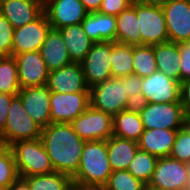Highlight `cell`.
<instances>
[{
    "mask_svg": "<svg viewBox=\"0 0 190 190\" xmlns=\"http://www.w3.org/2000/svg\"><path fill=\"white\" fill-rule=\"evenodd\" d=\"M44 12V0H0V13L14 28L24 26Z\"/></svg>",
    "mask_w": 190,
    "mask_h": 190,
    "instance_id": "d6986e66",
    "label": "cell"
},
{
    "mask_svg": "<svg viewBox=\"0 0 190 190\" xmlns=\"http://www.w3.org/2000/svg\"><path fill=\"white\" fill-rule=\"evenodd\" d=\"M46 86L58 93L90 91L86 85L81 63L72 62L49 72Z\"/></svg>",
    "mask_w": 190,
    "mask_h": 190,
    "instance_id": "ac0fdd59",
    "label": "cell"
},
{
    "mask_svg": "<svg viewBox=\"0 0 190 190\" xmlns=\"http://www.w3.org/2000/svg\"><path fill=\"white\" fill-rule=\"evenodd\" d=\"M6 190H30V187L23 178L19 177Z\"/></svg>",
    "mask_w": 190,
    "mask_h": 190,
    "instance_id": "7bdbcfd3",
    "label": "cell"
},
{
    "mask_svg": "<svg viewBox=\"0 0 190 190\" xmlns=\"http://www.w3.org/2000/svg\"><path fill=\"white\" fill-rule=\"evenodd\" d=\"M132 2L133 0H102L98 12L117 17Z\"/></svg>",
    "mask_w": 190,
    "mask_h": 190,
    "instance_id": "f35d334b",
    "label": "cell"
},
{
    "mask_svg": "<svg viewBox=\"0 0 190 190\" xmlns=\"http://www.w3.org/2000/svg\"><path fill=\"white\" fill-rule=\"evenodd\" d=\"M14 97L13 95L0 92V133L4 130L8 116V108Z\"/></svg>",
    "mask_w": 190,
    "mask_h": 190,
    "instance_id": "60d3db41",
    "label": "cell"
},
{
    "mask_svg": "<svg viewBox=\"0 0 190 190\" xmlns=\"http://www.w3.org/2000/svg\"><path fill=\"white\" fill-rule=\"evenodd\" d=\"M16 59L20 88L47 84L49 70L40 51L26 52L14 56Z\"/></svg>",
    "mask_w": 190,
    "mask_h": 190,
    "instance_id": "2e32d148",
    "label": "cell"
},
{
    "mask_svg": "<svg viewBox=\"0 0 190 190\" xmlns=\"http://www.w3.org/2000/svg\"><path fill=\"white\" fill-rule=\"evenodd\" d=\"M143 183L135 178L128 170L112 171L102 190H142Z\"/></svg>",
    "mask_w": 190,
    "mask_h": 190,
    "instance_id": "836d02e7",
    "label": "cell"
},
{
    "mask_svg": "<svg viewBox=\"0 0 190 190\" xmlns=\"http://www.w3.org/2000/svg\"><path fill=\"white\" fill-rule=\"evenodd\" d=\"M111 174L107 140L87 141L81 155L79 170L72 177L73 184L102 188Z\"/></svg>",
    "mask_w": 190,
    "mask_h": 190,
    "instance_id": "7a4b0ae2",
    "label": "cell"
},
{
    "mask_svg": "<svg viewBox=\"0 0 190 190\" xmlns=\"http://www.w3.org/2000/svg\"><path fill=\"white\" fill-rule=\"evenodd\" d=\"M51 25L45 12L34 21L14 29L12 56L40 51Z\"/></svg>",
    "mask_w": 190,
    "mask_h": 190,
    "instance_id": "4fadbf2b",
    "label": "cell"
},
{
    "mask_svg": "<svg viewBox=\"0 0 190 190\" xmlns=\"http://www.w3.org/2000/svg\"><path fill=\"white\" fill-rule=\"evenodd\" d=\"M116 42L141 45V34L134 0L116 17Z\"/></svg>",
    "mask_w": 190,
    "mask_h": 190,
    "instance_id": "4316f807",
    "label": "cell"
},
{
    "mask_svg": "<svg viewBox=\"0 0 190 190\" xmlns=\"http://www.w3.org/2000/svg\"><path fill=\"white\" fill-rule=\"evenodd\" d=\"M146 4L154 5V6H163L168 4L172 0H138Z\"/></svg>",
    "mask_w": 190,
    "mask_h": 190,
    "instance_id": "ee69618b",
    "label": "cell"
},
{
    "mask_svg": "<svg viewBox=\"0 0 190 190\" xmlns=\"http://www.w3.org/2000/svg\"><path fill=\"white\" fill-rule=\"evenodd\" d=\"M113 135L138 142L144 132L140 113L136 106L113 115Z\"/></svg>",
    "mask_w": 190,
    "mask_h": 190,
    "instance_id": "cb8c5ba5",
    "label": "cell"
},
{
    "mask_svg": "<svg viewBox=\"0 0 190 190\" xmlns=\"http://www.w3.org/2000/svg\"><path fill=\"white\" fill-rule=\"evenodd\" d=\"M14 27L0 13V53L7 57L12 56Z\"/></svg>",
    "mask_w": 190,
    "mask_h": 190,
    "instance_id": "d590c367",
    "label": "cell"
},
{
    "mask_svg": "<svg viewBox=\"0 0 190 190\" xmlns=\"http://www.w3.org/2000/svg\"><path fill=\"white\" fill-rule=\"evenodd\" d=\"M30 117L43 129L51 123L50 96L46 85L21 88L17 95Z\"/></svg>",
    "mask_w": 190,
    "mask_h": 190,
    "instance_id": "e0dca14e",
    "label": "cell"
},
{
    "mask_svg": "<svg viewBox=\"0 0 190 190\" xmlns=\"http://www.w3.org/2000/svg\"><path fill=\"white\" fill-rule=\"evenodd\" d=\"M89 90L90 105L112 116L135 106L126 94L125 83L118 77L108 78Z\"/></svg>",
    "mask_w": 190,
    "mask_h": 190,
    "instance_id": "5b68a950",
    "label": "cell"
},
{
    "mask_svg": "<svg viewBox=\"0 0 190 190\" xmlns=\"http://www.w3.org/2000/svg\"><path fill=\"white\" fill-rule=\"evenodd\" d=\"M21 178L28 183L30 190H70L73 185L72 177L57 171Z\"/></svg>",
    "mask_w": 190,
    "mask_h": 190,
    "instance_id": "f1b7e54d",
    "label": "cell"
},
{
    "mask_svg": "<svg viewBox=\"0 0 190 190\" xmlns=\"http://www.w3.org/2000/svg\"><path fill=\"white\" fill-rule=\"evenodd\" d=\"M20 89L16 59L6 57L0 63V92L17 96Z\"/></svg>",
    "mask_w": 190,
    "mask_h": 190,
    "instance_id": "1f68e13d",
    "label": "cell"
},
{
    "mask_svg": "<svg viewBox=\"0 0 190 190\" xmlns=\"http://www.w3.org/2000/svg\"><path fill=\"white\" fill-rule=\"evenodd\" d=\"M93 42H116V17L100 12L88 13L81 22Z\"/></svg>",
    "mask_w": 190,
    "mask_h": 190,
    "instance_id": "44dd1931",
    "label": "cell"
},
{
    "mask_svg": "<svg viewBox=\"0 0 190 190\" xmlns=\"http://www.w3.org/2000/svg\"><path fill=\"white\" fill-rule=\"evenodd\" d=\"M140 113L144 129H181L185 115L180 102L139 103L135 105Z\"/></svg>",
    "mask_w": 190,
    "mask_h": 190,
    "instance_id": "8992f818",
    "label": "cell"
},
{
    "mask_svg": "<svg viewBox=\"0 0 190 190\" xmlns=\"http://www.w3.org/2000/svg\"><path fill=\"white\" fill-rule=\"evenodd\" d=\"M119 78L121 79V83H125V89L128 98L135 105L141 103L142 78L135 74Z\"/></svg>",
    "mask_w": 190,
    "mask_h": 190,
    "instance_id": "8d00e7d4",
    "label": "cell"
},
{
    "mask_svg": "<svg viewBox=\"0 0 190 190\" xmlns=\"http://www.w3.org/2000/svg\"><path fill=\"white\" fill-rule=\"evenodd\" d=\"M90 106V91L58 93L51 91V123H71Z\"/></svg>",
    "mask_w": 190,
    "mask_h": 190,
    "instance_id": "9c48e42d",
    "label": "cell"
},
{
    "mask_svg": "<svg viewBox=\"0 0 190 190\" xmlns=\"http://www.w3.org/2000/svg\"><path fill=\"white\" fill-rule=\"evenodd\" d=\"M181 57L180 82L190 79V40L177 43Z\"/></svg>",
    "mask_w": 190,
    "mask_h": 190,
    "instance_id": "74e56055",
    "label": "cell"
},
{
    "mask_svg": "<svg viewBox=\"0 0 190 190\" xmlns=\"http://www.w3.org/2000/svg\"><path fill=\"white\" fill-rule=\"evenodd\" d=\"M158 158L146 151L138 149L131 161L128 171L143 183L148 184L153 176Z\"/></svg>",
    "mask_w": 190,
    "mask_h": 190,
    "instance_id": "4dcf8cb0",
    "label": "cell"
},
{
    "mask_svg": "<svg viewBox=\"0 0 190 190\" xmlns=\"http://www.w3.org/2000/svg\"><path fill=\"white\" fill-rule=\"evenodd\" d=\"M157 70L180 82L181 57L178 45L165 42L153 45Z\"/></svg>",
    "mask_w": 190,
    "mask_h": 190,
    "instance_id": "484cf974",
    "label": "cell"
},
{
    "mask_svg": "<svg viewBox=\"0 0 190 190\" xmlns=\"http://www.w3.org/2000/svg\"><path fill=\"white\" fill-rule=\"evenodd\" d=\"M19 177L11 148L0 144V190H6Z\"/></svg>",
    "mask_w": 190,
    "mask_h": 190,
    "instance_id": "d6a6232c",
    "label": "cell"
},
{
    "mask_svg": "<svg viewBox=\"0 0 190 190\" xmlns=\"http://www.w3.org/2000/svg\"><path fill=\"white\" fill-rule=\"evenodd\" d=\"M70 190H102L100 187H82L73 184Z\"/></svg>",
    "mask_w": 190,
    "mask_h": 190,
    "instance_id": "f6af8a7d",
    "label": "cell"
},
{
    "mask_svg": "<svg viewBox=\"0 0 190 190\" xmlns=\"http://www.w3.org/2000/svg\"><path fill=\"white\" fill-rule=\"evenodd\" d=\"M180 102V82L156 70L142 78L141 103Z\"/></svg>",
    "mask_w": 190,
    "mask_h": 190,
    "instance_id": "7c38bea8",
    "label": "cell"
},
{
    "mask_svg": "<svg viewBox=\"0 0 190 190\" xmlns=\"http://www.w3.org/2000/svg\"><path fill=\"white\" fill-rule=\"evenodd\" d=\"M188 164L170 157L158 158L150 185L162 190H188Z\"/></svg>",
    "mask_w": 190,
    "mask_h": 190,
    "instance_id": "30bf717a",
    "label": "cell"
},
{
    "mask_svg": "<svg viewBox=\"0 0 190 190\" xmlns=\"http://www.w3.org/2000/svg\"><path fill=\"white\" fill-rule=\"evenodd\" d=\"M7 56H5L4 54L0 53V63L6 58Z\"/></svg>",
    "mask_w": 190,
    "mask_h": 190,
    "instance_id": "681fc988",
    "label": "cell"
},
{
    "mask_svg": "<svg viewBox=\"0 0 190 190\" xmlns=\"http://www.w3.org/2000/svg\"><path fill=\"white\" fill-rule=\"evenodd\" d=\"M188 168H189V175H188V177H189V182H188V190H190V164H188Z\"/></svg>",
    "mask_w": 190,
    "mask_h": 190,
    "instance_id": "c3c4849f",
    "label": "cell"
},
{
    "mask_svg": "<svg viewBox=\"0 0 190 190\" xmlns=\"http://www.w3.org/2000/svg\"><path fill=\"white\" fill-rule=\"evenodd\" d=\"M169 157L190 164V132L185 127L177 131Z\"/></svg>",
    "mask_w": 190,
    "mask_h": 190,
    "instance_id": "e575fe53",
    "label": "cell"
},
{
    "mask_svg": "<svg viewBox=\"0 0 190 190\" xmlns=\"http://www.w3.org/2000/svg\"><path fill=\"white\" fill-rule=\"evenodd\" d=\"M89 13L98 12L102 0H80Z\"/></svg>",
    "mask_w": 190,
    "mask_h": 190,
    "instance_id": "b9f144b4",
    "label": "cell"
},
{
    "mask_svg": "<svg viewBox=\"0 0 190 190\" xmlns=\"http://www.w3.org/2000/svg\"><path fill=\"white\" fill-rule=\"evenodd\" d=\"M111 42H93L90 51L81 62L88 88L111 78Z\"/></svg>",
    "mask_w": 190,
    "mask_h": 190,
    "instance_id": "8fae6325",
    "label": "cell"
},
{
    "mask_svg": "<svg viewBox=\"0 0 190 190\" xmlns=\"http://www.w3.org/2000/svg\"><path fill=\"white\" fill-rule=\"evenodd\" d=\"M40 138L54 171L73 177L79 170L86 141L77 135L70 123H50L42 129Z\"/></svg>",
    "mask_w": 190,
    "mask_h": 190,
    "instance_id": "6da1fadb",
    "label": "cell"
},
{
    "mask_svg": "<svg viewBox=\"0 0 190 190\" xmlns=\"http://www.w3.org/2000/svg\"><path fill=\"white\" fill-rule=\"evenodd\" d=\"M110 60L112 77L133 74V45L111 42Z\"/></svg>",
    "mask_w": 190,
    "mask_h": 190,
    "instance_id": "83f0119b",
    "label": "cell"
},
{
    "mask_svg": "<svg viewBox=\"0 0 190 190\" xmlns=\"http://www.w3.org/2000/svg\"><path fill=\"white\" fill-rule=\"evenodd\" d=\"M138 17L141 45L153 46L169 41L165 15L161 6H154L134 0Z\"/></svg>",
    "mask_w": 190,
    "mask_h": 190,
    "instance_id": "52a82bcc",
    "label": "cell"
},
{
    "mask_svg": "<svg viewBox=\"0 0 190 190\" xmlns=\"http://www.w3.org/2000/svg\"><path fill=\"white\" fill-rule=\"evenodd\" d=\"M157 70L153 46L133 45V74L148 77Z\"/></svg>",
    "mask_w": 190,
    "mask_h": 190,
    "instance_id": "f546056e",
    "label": "cell"
},
{
    "mask_svg": "<svg viewBox=\"0 0 190 190\" xmlns=\"http://www.w3.org/2000/svg\"><path fill=\"white\" fill-rule=\"evenodd\" d=\"M58 30L65 42L71 61L81 63L93 44V41L84 32L82 25H69Z\"/></svg>",
    "mask_w": 190,
    "mask_h": 190,
    "instance_id": "603a6c76",
    "label": "cell"
},
{
    "mask_svg": "<svg viewBox=\"0 0 190 190\" xmlns=\"http://www.w3.org/2000/svg\"><path fill=\"white\" fill-rule=\"evenodd\" d=\"M108 158L112 171L127 170L138 151V142L112 135L107 140Z\"/></svg>",
    "mask_w": 190,
    "mask_h": 190,
    "instance_id": "d4e9b609",
    "label": "cell"
},
{
    "mask_svg": "<svg viewBox=\"0 0 190 190\" xmlns=\"http://www.w3.org/2000/svg\"><path fill=\"white\" fill-rule=\"evenodd\" d=\"M9 147L14 155L20 177L46 174L54 171L41 138L17 141Z\"/></svg>",
    "mask_w": 190,
    "mask_h": 190,
    "instance_id": "3957f363",
    "label": "cell"
},
{
    "mask_svg": "<svg viewBox=\"0 0 190 190\" xmlns=\"http://www.w3.org/2000/svg\"><path fill=\"white\" fill-rule=\"evenodd\" d=\"M40 53L49 71L60 69L72 63L65 42L57 29H50L43 42Z\"/></svg>",
    "mask_w": 190,
    "mask_h": 190,
    "instance_id": "7402d4cb",
    "label": "cell"
},
{
    "mask_svg": "<svg viewBox=\"0 0 190 190\" xmlns=\"http://www.w3.org/2000/svg\"><path fill=\"white\" fill-rule=\"evenodd\" d=\"M113 116L91 105L70 124L84 141L108 140L113 135Z\"/></svg>",
    "mask_w": 190,
    "mask_h": 190,
    "instance_id": "ba28073f",
    "label": "cell"
},
{
    "mask_svg": "<svg viewBox=\"0 0 190 190\" xmlns=\"http://www.w3.org/2000/svg\"><path fill=\"white\" fill-rule=\"evenodd\" d=\"M184 127L190 132V118L185 119Z\"/></svg>",
    "mask_w": 190,
    "mask_h": 190,
    "instance_id": "7dc6e473",
    "label": "cell"
},
{
    "mask_svg": "<svg viewBox=\"0 0 190 190\" xmlns=\"http://www.w3.org/2000/svg\"><path fill=\"white\" fill-rule=\"evenodd\" d=\"M46 13L52 29L81 24L88 11L80 0H44Z\"/></svg>",
    "mask_w": 190,
    "mask_h": 190,
    "instance_id": "5bb4252c",
    "label": "cell"
},
{
    "mask_svg": "<svg viewBox=\"0 0 190 190\" xmlns=\"http://www.w3.org/2000/svg\"><path fill=\"white\" fill-rule=\"evenodd\" d=\"M180 103L186 118H190V79L180 82Z\"/></svg>",
    "mask_w": 190,
    "mask_h": 190,
    "instance_id": "ab89813d",
    "label": "cell"
},
{
    "mask_svg": "<svg viewBox=\"0 0 190 190\" xmlns=\"http://www.w3.org/2000/svg\"><path fill=\"white\" fill-rule=\"evenodd\" d=\"M142 190H162V189L156 188L148 183V184H144V186L142 187Z\"/></svg>",
    "mask_w": 190,
    "mask_h": 190,
    "instance_id": "bcb514c9",
    "label": "cell"
},
{
    "mask_svg": "<svg viewBox=\"0 0 190 190\" xmlns=\"http://www.w3.org/2000/svg\"><path fill=\"white\" fill-rule=\"evenodd\" d=\"M179 129H144L138 141L139 149L157 157H169Z\"/></svg>",
    "mask_w": 190,
    "mask_h": 190,
    "instance_id": "ffe728a7",
    "label": "cell"
},
{
    "mask_svg": "<svg viewBox=\"0 0 190 190\" xmlns=\"http://www.w3.org/2000/svg\"><path fill=\"white\" fill-rule=\"evenodd\" d=\"M169 42L190 40V0H172L162 6Z\"/></svg>",
    "mask_w": 190,
    "mask_h": 190,
    "instance_id": "9a60e30c",
    "label": "cell"
},
{
    "mask_svg": "<svg viewBox=\"0 0 190 190\" xmlns=\"http://www.w3.org/2000/svg\"><path fill=\"white\" fill-rule=\"evenodd\" d=\"M42 128L25 111L22 101L15 96L8 108L7 121L0 133V144L10 146L21 140H35L41 137Z\"/></svg>",
    "mask_w": 190,
    "mask_h": 190,
    "instance_id": "277c9868",
    "label": "cell"
}]
</instances>
